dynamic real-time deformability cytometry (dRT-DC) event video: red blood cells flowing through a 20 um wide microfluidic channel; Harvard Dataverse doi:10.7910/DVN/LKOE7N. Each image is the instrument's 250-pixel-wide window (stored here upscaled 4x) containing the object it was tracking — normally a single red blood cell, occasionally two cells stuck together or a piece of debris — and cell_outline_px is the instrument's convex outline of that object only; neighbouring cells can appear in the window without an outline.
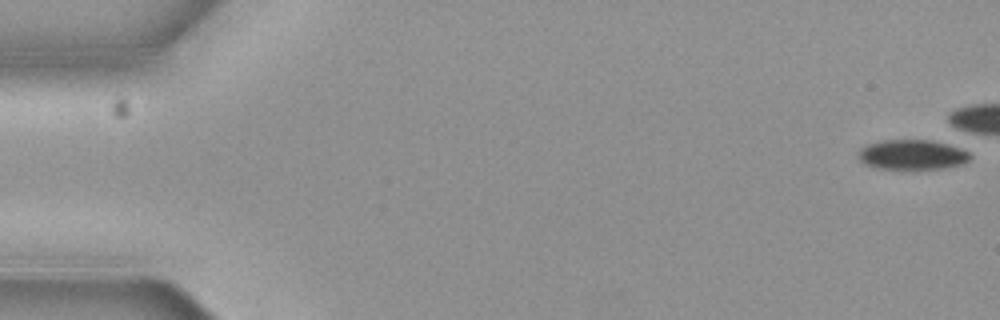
{"species": "common noctule bat (a hibernating species)", "species_latin": "Nyctalus noctula", "temperature_condition": "cold", "stored_images_in_passage": 4, "camera_frame_rate_fps": 3000, "um_per_image_px": 0.085, "animal": {"sex": "female", "body_mass_g": 19.3, "forearm_length_mm": 54.1}, "frame": {"image": 1, "passage_image": 4, "time_ms": 1.0, "image_size_px": [1000, 320], "cell_outline_px": [[972, 156], [964, 164], [944, 168], [916, 172], [908, 172], [876, 168], [864, 164], [856, 156], [860, 148], [868, 144], [884, 140], [932, 140], [948, 144], [960, 148], [968, 152]], "centroid_in_image_um": [77.52, 13.21], "position_along_channel_um": 7.5, "area_um2": 20.52}}